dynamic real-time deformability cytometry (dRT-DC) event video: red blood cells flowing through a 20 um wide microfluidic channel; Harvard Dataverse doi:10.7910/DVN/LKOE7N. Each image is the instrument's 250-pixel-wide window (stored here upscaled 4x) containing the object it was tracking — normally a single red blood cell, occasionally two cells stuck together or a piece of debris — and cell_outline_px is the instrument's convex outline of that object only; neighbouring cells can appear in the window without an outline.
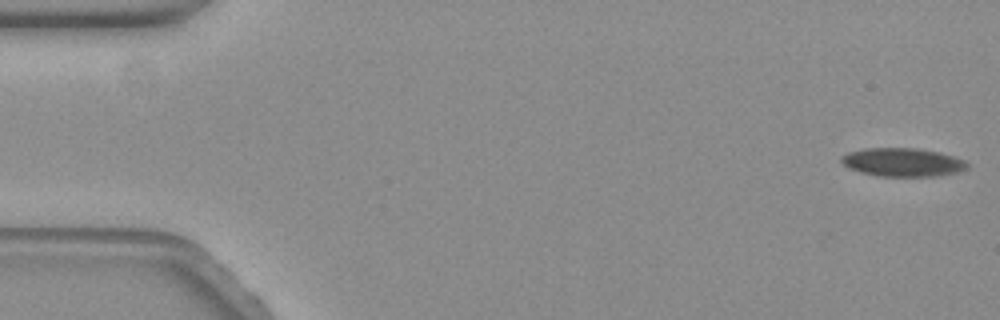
{"species": "common noctule bat (a hibernating species)", "species_latin": "Nyctalus noctula", "temperature_condition": "warm", "stored_images_in_passage": 18, "camera_frame_rate_fps": 3000, "um_per_image_px": 0.085, "animal": {"sex": "female", "body_mass_g": 19.3, "forearm_length_mm": 54.1}, "frame": {"image": 1, "passage_image": 1, "time_ms": 0.0, "image_size_px": [1000, 320], "cell_outline_px": [[968, 168], [960, 172], [936, 176], [876, 176], [860, 172], [848, 168], [840, 160], [848, 152], [864, 148], [916, 148], [936, 152], [952, 156], [964, 160], [968, 164]], "centroid_in_image_um": [76.72, 13.8], "position_along_channel_um": 8.3, "area_um2": 20.81}}
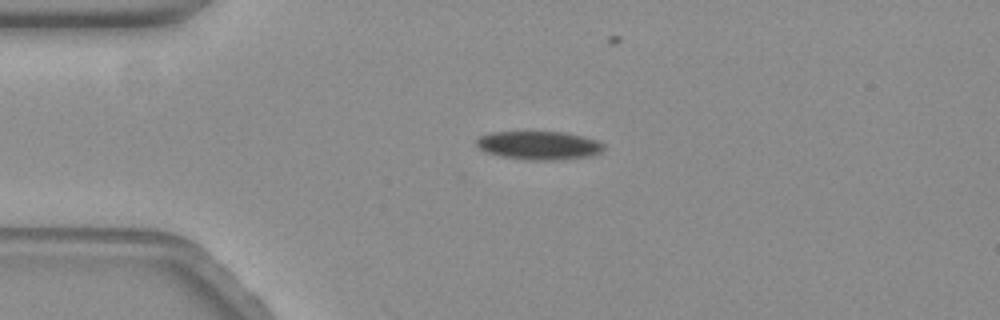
{"frame": {"image": 2, "passage_image": 14, "time_ms": 4.333, "image_size_px": [1000, 320], "cell_outline_px": [[604, 148], [600, 152], [592, 156], [564, 160], [524, 160], [500, 156], [484, 152], [476, 144], [476, 140], [480, 136], [492, 132], [564, 132], [596, 140], [604, 144]], "centroid_in_image_um": [45.8, 12.37], "position_along_channel_um": 39.2, "area_um2": 21.27}}